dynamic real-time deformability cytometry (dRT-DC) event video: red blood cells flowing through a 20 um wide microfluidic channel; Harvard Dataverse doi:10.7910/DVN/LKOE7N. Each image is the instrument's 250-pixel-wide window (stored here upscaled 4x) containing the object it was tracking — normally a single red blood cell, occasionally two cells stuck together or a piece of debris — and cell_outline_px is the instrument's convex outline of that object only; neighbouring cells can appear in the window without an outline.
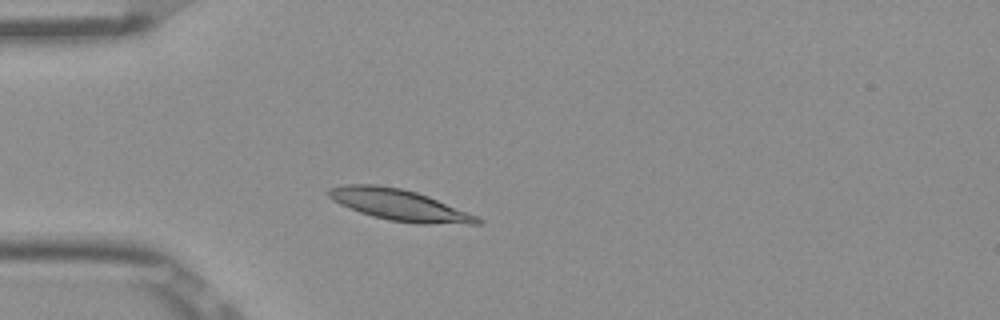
{"species": "Egyptian fruit bat (a non-hibernating species)", "species_latin": "Rousettus aegyptiacus", "temperature_condition": "room temperature", "stored_images_in_passage": 39, "camera_frame_rate_fps": 3000, "um_per_image_px": 0.085, "frame": {"image": 1, "passage_image": 1, "time_ms": 0.0, "image_size_px": [1000, 320], "cell_outline_px": [[484, 224], [416, 224], [388, 220], [372, 216], [360, 212], [340, 204], [332, 200], [324, 192], [328, 188], [344, 184], [376, 184], [400, 188], [416, 192], [428, 196], [476, 216], [484, 220]], "centroid_in_image_um": [33.91, 17.42], "position_along_channel_um": 51.1, "area_um2": 27.17}}
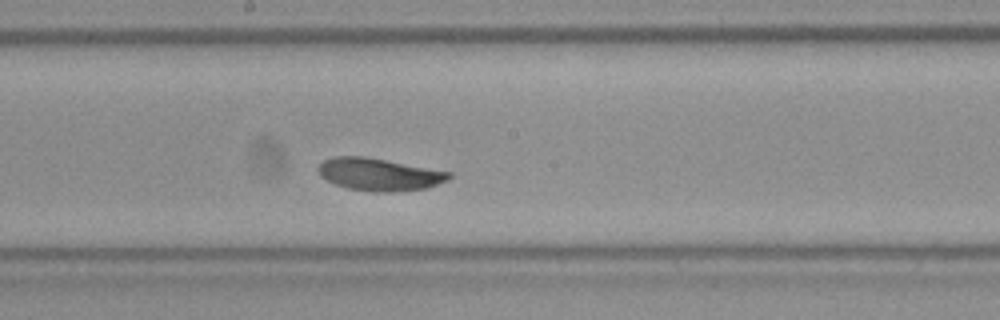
{"frame": {"image": 2, "passage_image": 15, "time_ms": 4.667, "image_size_px": [1000, 320], "cell_outline_px": [[452, 176], [448, 180], [424, 188], [388, 192], [372, 192], [348, 188], [336, 184], [320, 176], [316, 168], [324, 160], [336, 156], [364, 156], [452, 172]], "centroid_in_image_um": [32.21, 14.81], "position_along_channel_um": 216.0, "area_um2": 24.51}}
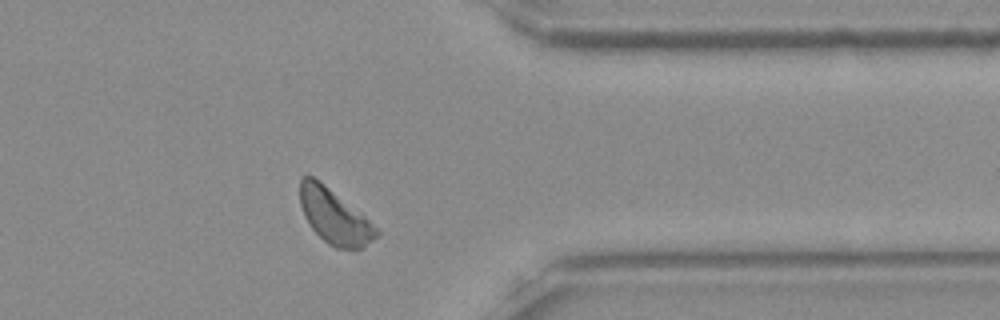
{"frame": {"image": 3, "passage_image": 29, "time_ms": 9.333, "image_size_px": [1000, 320], "cell_outline_px": [[380, 232], [364, 248], [336, 248], [328, 244], [312, 228], [304, 216], [300, 204], [300, 176], [312, 176], [324, 184], [364, 216]], "centroid_in_image_um": [28.39, 18.4], "position_along_channel_um": 383.0, "area_um2": 23.76}, "authors_computed_cell_mechanics": {"area_um2": 24.5072, "velocity_mm_per_s": 3.8047, "shape_relaxation_time_tau1_ms": 2.103, "shape_relaxation_time_tau2_ms": 3.0734, "deformation_change_tau1": 0.0917, "deformation_change_tau2": 0.0355}}